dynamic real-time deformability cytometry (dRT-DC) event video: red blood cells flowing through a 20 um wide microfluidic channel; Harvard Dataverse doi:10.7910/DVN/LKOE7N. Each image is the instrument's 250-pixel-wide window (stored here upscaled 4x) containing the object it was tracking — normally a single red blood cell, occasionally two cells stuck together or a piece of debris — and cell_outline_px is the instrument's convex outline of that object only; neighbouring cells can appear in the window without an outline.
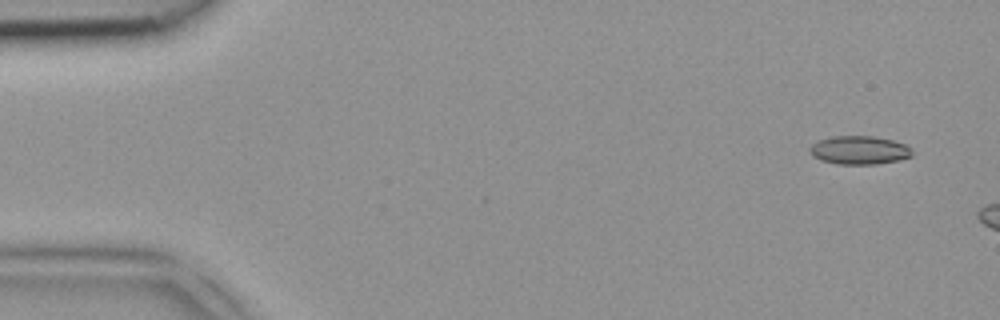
{"species": "common noctule bat (a hibernating species)", "species_latin": "Nyctalus noctula", "temperature_condition": "room temperature", "stored_images_in_passage": 3, "camera_frame_rate_fps": 3000, "um_per_image_px": 0.085, "animal": {"sex": "female", "body_mass_g": 18.4}, "frame": {"image": 1, "passage_image": 1, "time_ms": 0.0, "image_size_px": [1000, 320], "cell_outline_px": [[912, 156], [896, 160], [876, 164], [836, 164], [820, 160], [812, 156], [808, 148], [812, 144], [820, 140], [832, 136], [876, 136], [892, 140], [904, 144], [912, 148]], "centroid_in_image_um": [73.02, 12.76], "position_along_channel_um": 12.0, "area_um2": 16.99}}